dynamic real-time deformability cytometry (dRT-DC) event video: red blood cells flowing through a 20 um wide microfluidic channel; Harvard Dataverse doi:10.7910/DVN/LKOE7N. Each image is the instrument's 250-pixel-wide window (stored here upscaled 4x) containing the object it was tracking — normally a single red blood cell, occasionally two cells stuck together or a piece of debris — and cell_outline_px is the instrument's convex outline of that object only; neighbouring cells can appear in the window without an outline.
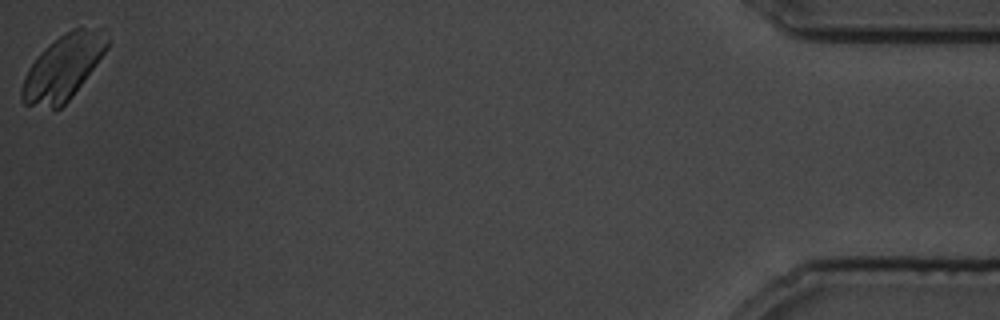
{"species": "common noctule bat (a hibernating species)", "species_latin": "Nyctalus noctula", "temperature_condition": "cold", "stored_images_in_passage": 89, "camera_frame_rate_fps": 3000, "um_per_image_px": 0.085, "animal": {"sex": "male", "body_mass_g": 19.5, "forearm_length_mm": 54.6}, "frame": {"image": 1, "passage_image": 89, "time_ms": 29.333, "image_size_px": [1000, 320], "cell_outline_px": [[112, 40], [108, 48], [72, 96], [60, 108], [52, 108], [24, 104], [20, 100], [20, 88], [24, 76], [28, 68], [40, 52], [48, 44], [64, 32], [72, 28], [84, 28]], "centroid_in_image_um": [5.29, 5.77], "position_along_channel_um": 429.9, "area_um2": 31.62}}